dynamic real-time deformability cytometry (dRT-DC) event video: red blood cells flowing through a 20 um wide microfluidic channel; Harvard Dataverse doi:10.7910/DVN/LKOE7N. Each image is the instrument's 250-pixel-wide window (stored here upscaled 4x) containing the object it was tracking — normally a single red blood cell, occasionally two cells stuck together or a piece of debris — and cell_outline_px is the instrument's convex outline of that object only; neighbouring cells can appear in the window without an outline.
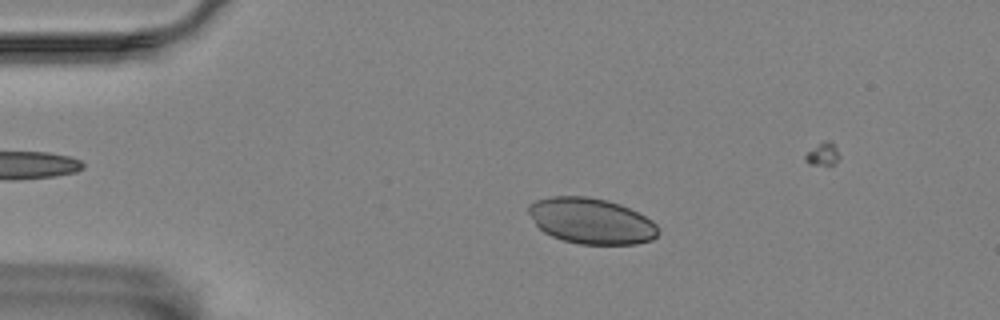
{"species": "Egyptian fruit bat (a non-hibernating species)", "species_latin": "Rousettus aegyptiacus", "temperature_condition": "room temperature", "stored_images_in_passage": 50, "camera_frame_rate_fps": 3000, "um_per_image_px": 0.085, "animal": {"sex": "female"}, "frame": {"image": 1, "passage_image": 11, "time_ms": 3.333, "image_size_px": [1000, 320], "cell_outline_px": [[660, 232], [652, 240], [636, 244], [580, 244], [564, 240], [552, 236], [544, 232], [536, 224], [528, 212], [528, 204], [536, 200], [552, 196], [588, 196], [608, 200], [620, 204], [652, 220], [656, 224]], "centroid_in_image_um": [50.26, 18.77], "position_along_channel_um": 34.7, "area_um2": 34.56}}
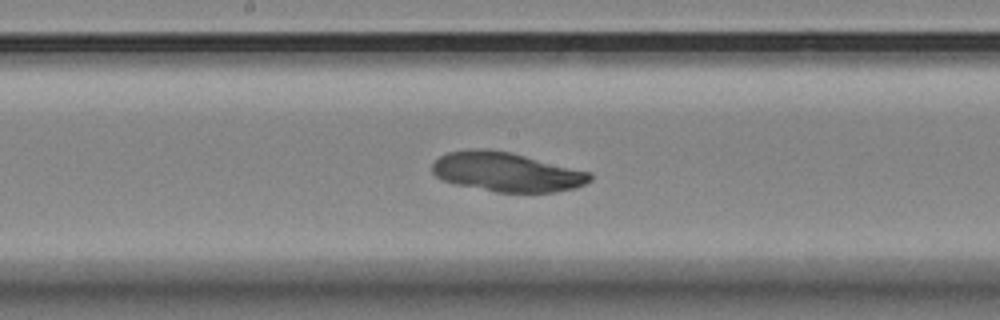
{"frame": {"image": 2, "passage_image": 29, "time_ms": 9.333, "image_size_px": [1000, 320], "cell_outline_px": [[592, 180], [576, 188], [556, 192], [496, 192], [456, 184], [444, 180], [436, 176], [432, 172], [432, 164], [440, 156], [448, 152], [472, 148], [488, 148], [508, 152], [592, 172]], "centroid_in_image_um": [43.07, 14.61], "position_along_channel_um": 205.1, "area_um2": 36.13}}
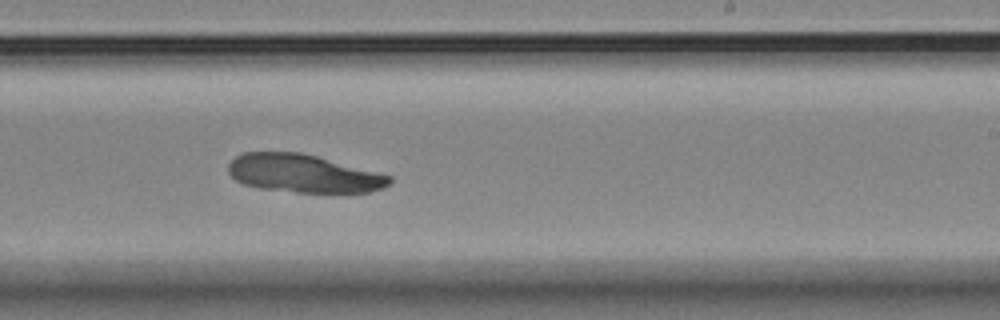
{"frame": {"image": 3, "passage_image": 34, "time_ms": 11.0, "image_size_px": [1000, 320], "cell_outline_px": [[392, 180], [384, 188], [368, 192], [296, 192], [260, 188], [244, 184], [236, 180], [228, 172], [228, 164], [236, 156], [244, 152], [300, 152], [316, 156], [392, 176]], "centroid_in_image_um": [25.77, 14.74], "position_along_channel_um": 263.2, "area_um2": 35.49}}